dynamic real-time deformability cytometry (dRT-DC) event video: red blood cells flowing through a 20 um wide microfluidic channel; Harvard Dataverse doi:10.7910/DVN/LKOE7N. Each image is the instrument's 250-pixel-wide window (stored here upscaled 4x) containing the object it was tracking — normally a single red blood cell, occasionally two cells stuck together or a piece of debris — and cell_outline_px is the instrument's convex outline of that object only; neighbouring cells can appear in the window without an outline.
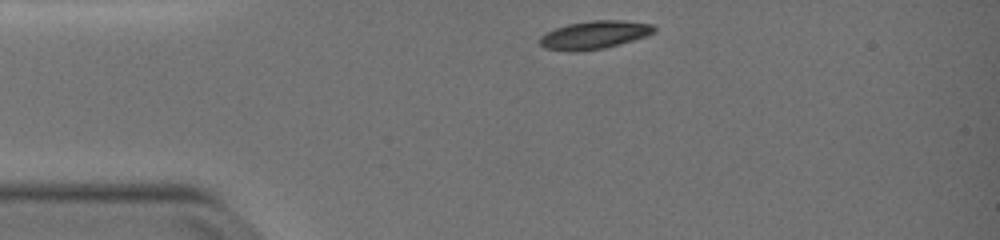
{"species": "common noctule bat (a hibernating species)", "species_latin": "Nyctalus noctula", "temperature_condition": "warm", "stored_images_in_passage": 36, "camera_frame_rate_fps": 3000, "um_per_image_px": 0.085, "animal": {"sex": "female", "body_mass_g": 19.0, "forearm_length_mm": 51.5}, "frame": {"image": 1, "passage_image": 1, "time_ms": 0.0, "image_size_px": [1000, 240], "cell_outline_px": [[656, 32], [648, 36], [620, 44], [604, 48], [572, 52], [568, 52], [544, 48], [540, 44], [540, 36], [556, 28], [568, 24], [592, 20], [620, 20], [652, 24], [656, 28]], "centroid_in_image_um": [50.55, 2.97], "position_along_channel_um": 34.5, "area_um2": 18.79}}
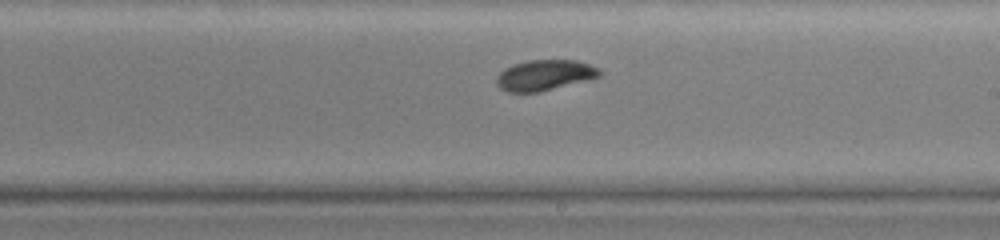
{"frame": {"image": 2, "passage_image": 21, "time_ms": 6.667, "image_size_px": [1000, 240], "cell_outline_px": [[604, 72], [600, 76], [588, 80], [540, 92], [508, 92], [500, 88], [496, 84], [496, 76], [504, 68], [512, 64], [528, 60], [576, 60], [600, 68]], "centroid_in_image_um": [46.3, 6.39], "position_along_channel_um": 242.7, "area_um2": 18.61}}
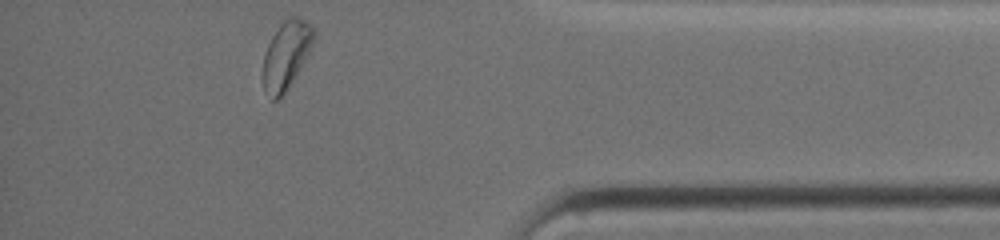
{"frame": {"image": 3, "passage_image": 36, "time_ms": 11.667, "image_size_px": [1000, 240], "cell_outline_px": [[316, 36], [304, 60], [292, 80], [284, 92], [276, 100], [272, 100], [264, 88], [264, 52], [272, 36], [280, 24], [288, 16], [296, 16], [304, 20], [316, 32]], "centroid_in_image_um": [24.33, 4.62], "position_along_channel_um": 410.9, "area_um2": 19.42}, "authors_computed_cell_mechanics": {"area_um2": 18.8428, "velocity_mm_per_s": 3.7146, "shape_relaxation_time_tau1_ms": 3.3773, "shape_relaxation_time_tau2_ms": 7.8284, "deformation_change_tau1": 0.153, "deformation_change_tau2": 0.0977}}